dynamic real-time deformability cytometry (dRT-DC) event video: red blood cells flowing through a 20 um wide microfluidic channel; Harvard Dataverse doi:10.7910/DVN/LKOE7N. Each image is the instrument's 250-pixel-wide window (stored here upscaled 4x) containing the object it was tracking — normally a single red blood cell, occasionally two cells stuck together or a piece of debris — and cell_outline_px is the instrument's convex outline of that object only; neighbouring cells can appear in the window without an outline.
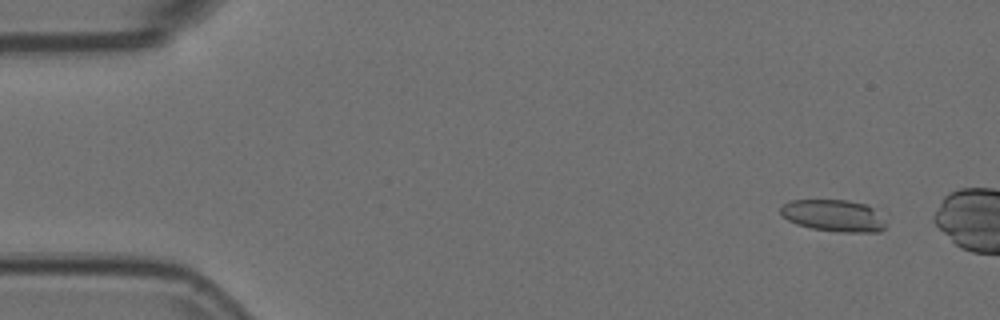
{"species": "Egyptian fruit bat (a non-hibernating species)", "species_latin": "Rousettus aegyptiacus", "temperature_condition": "room temperature", "stored_images_in_passage": 6, "camera_frame_rate_fps": 3000, "um_per_image_px": 0.085, "animal": {"sex": "female"}, "frame": {"image": 1, "passage_image": 2, "time_ms": 0.333, "image_size_px": [1000, 320], "cell_outline_px": [[888, 212], [884, 228], [880, 232], [840, 232], [812, 228], [796, 224], [780, 216], [780, 208], [784, 204], [792, 200], [848, 200], [868, 204]], "centroid_in_image_um": [70.99, 18.31], "position_along_channel_um": 14.0, "area_um2": 20.35}}